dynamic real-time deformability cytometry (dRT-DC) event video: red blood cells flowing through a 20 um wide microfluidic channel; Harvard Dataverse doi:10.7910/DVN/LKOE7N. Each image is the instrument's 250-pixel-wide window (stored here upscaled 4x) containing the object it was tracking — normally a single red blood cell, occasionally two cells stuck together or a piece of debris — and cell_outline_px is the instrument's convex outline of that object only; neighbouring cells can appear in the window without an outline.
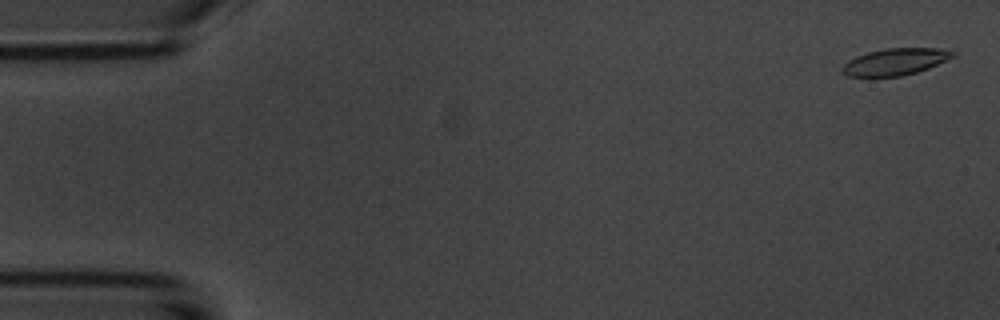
{"species": "common noctule bat (a hibernating species)", "species_latin": "Nyctalus noctula", "temperature_condition": "room temperature", "stored_images_in_passage": 55, "camera_frame_rate_fps": 3000, "um_per_image_px": 0.085, "animal": {"sex": "male", "body_mass_g": 20.1, "forearm_length_mm": 53.5}, "frame": {"image": 1, "passage_image": 2, "time_ms": 0.333, "image_size_px": [1000, 320], "cell_outline_px": [[956, 56], [928, 68], [916, 72], [900, 76], [848, 76], [840, 72], [840, 68], [848, 60], [856, 56], [868, 52], [884, 48], [936, 48], [956, 52]], "centroid_in_image_um": [76.07, 5.24], "position_along_channel_um": 8.9, "area_um2": 17.22}}
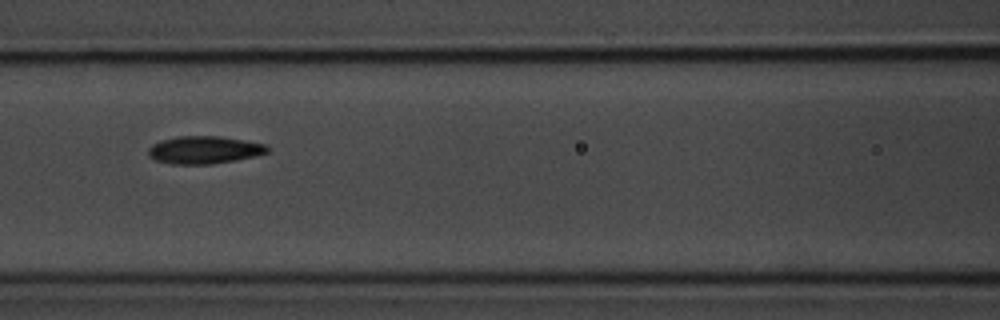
{"frame": {"image": 2, "passage_image": 24, "time_ms": 7.667, "image_size_px": [1000, 320], "cell_outline_px": [[268, 152], [256, 156], [236, 160], [212, 164], [172, 164], [156, 160], [148, 156], [148, 148], [152, 144], [160, 140], [176, 136], [220, 136], [268, 144]], "centroid_in_image_um": [17.36, 12.74], "position_along_channel_um": 149.2, "area_um2": 19.36}}
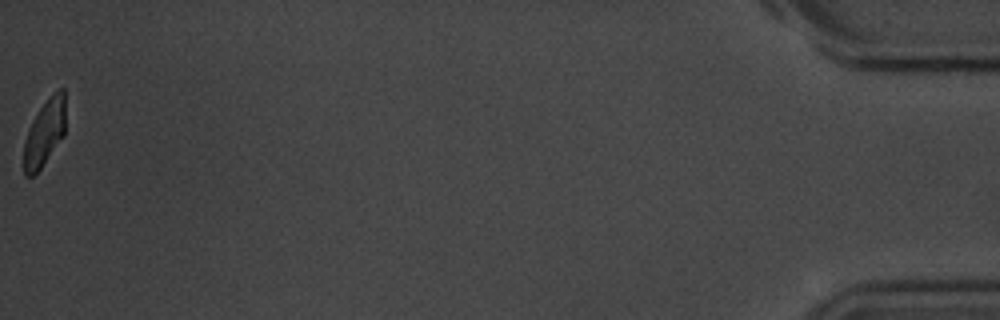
{"frame": {"image": 3, "passage_image": 55, "time_ms": 18.0, "image_size_px": [1000, 320], "cell_outline_px": [[64, 136], [40, 168], [32, 176], [24, 176], [24, 144], [28, 128], [40, 108], [52, 92], [60, 88], [64, 88]], "centroid_in_image_um": [3.78, 11.27], "position_along_channel_um": 431.4, "area_um2": 15.9}, "authors_computed_cell_mechanics": {"area_um2": 18.3804, "velocity_mm_per_s": 3.6918, "shape_relaxation_time_tau1_ms": 2.8792, "shape_relaxation_time_tau2_ms": 3.3216, "deformation_change_tau1": 0.1271, "deformation_change_tau2": 0.0687}}